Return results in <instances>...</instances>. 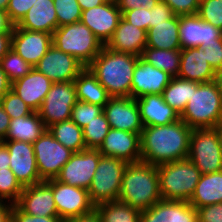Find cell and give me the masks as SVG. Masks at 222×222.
I'll return each instance as SVG.
<instances>
[{"label":"cell","instance_id":"cell-20","mask_svg":"<svg viewBox=\"0 0 222 222\" xmlns=\"http://www.w3.org/2000/svg\"><path fill=\"white\" fill-rule=\"evenodd\" d=\"M120 18L121 11L117 4L105 2L83 10L80 21L105 45L115 32Z\"/></svg>","mask_w":222,"mask_h":222},{"label":"cell","instance_id":"cell-23","mask_svg":"<svg viewBox=\"0 0 222 222\" xmlns=\"http://www.w3.org/2000/svg\"><path fill=\"white\" fill-rule=\"evenodd\" d=\"M52 84L48 77L33 68L26 76L11 83V90L37 112Z\"/></svg>","mask_w":222,"mask_h":222},{"label":"cell","instance_id":"cell-41","mask_svg":"<svg viewBox=\"0 0 222 222\" xmlns=\"http://www.w3.org/2000/svg\"><path fill=\"white\" fill-rule=\"evenodd\" d=\"M197 15L222 30V0H200Z\"/></svg>","mask_w":222,"mask_h":222},{"label":"cell","instance_id":"cell-5","mask_svg":"<svg viewBox=\"0 0 222 222\" xmlns=\"http://www.w3.org/2000/svg\"><path fill=\"white\" fill-rule=\"evenodd\" d=\"M162 200L189 201L201 172L188 158L157 165Z\"/></svg>","mask_w":222,"mask_h":222},{"label":"cell","instance_id":"cell-49","mask_svg":"<svg viewBox=\"0 0 222 222\" xmlns=\"http://www.w3.org/2000/svg\"><path fill=\"white\" fill-rule=\"evenodd\" d=\"M199 222H222V202L197 209Z\"/></svg>","mask_w":222,"mask_h":222},{"label":"cell","instance_id":"cell-31","mask_svg":"<svg viewBox=\"0 0 222 222\" xmlns=\"http://www.w3.org/2000/svg\"><path fill=\"white\" fill-rule=\"evenodd\" d=\"M74 84L78 101L104 107L110 98L106 89L88 67L78 75Z\"/></svg>","mask_w":222,"mask_h":222},{"label":"cell","instance_id":"cell-24","mask_svg":"<svg viewBox=\"0 0 222 222\" xmlns=\"http://www.w3.org/2000/svg\"><path fill=\"white\" fill-rule=\"evenodd\" d=\"M178 77L199 83L215 80L216 72L207 61L202 47L181 49Z\"/></svg>","mask_w":222,"mask_h":222},{"label":"cell","instance_id":"cell-40","mask_svg":"<svg viewBox=\"0 0 222 222\" xmlns=\"http://www.w3.org/2000/svg\"><path fill=\"white\" fill-rule=\"evenodd\" d=\"M103 112V107L77 101L72 108L71 120L74 121L80 128H84L93 118L97 117Z\"/></svg>","mask_w":222,"mask_h":222},{"label":"cell","instance_id":"cell-30","mask_svg":"<svg viewBox=\"0 0 222 222\" xmlns=\"http://www.w3.org/2000/svg\"><path fill=\"white\" fill-rule=\"evenodd\" d=\"M46 129L38 112L33 111L28 116L10 119L8 132L3 140L34 143Z\"/></svg>","mask_w":222,"mask_h":222},{"label":"cell","instance_id":"cell-48","mask_svg":"<svg viewBox=\"0 0 222 222\" xmlns=\"http://www.w3.org/2000/svg\"><path fill=\"white\" fill-rule=\"evenodd\" d=\"M207 61L215 72L222 68V39H217L209 47H202Z\"/></svg>","mask_w":222,"mask_h":222},{"label":"cell","instance_id":"cell-53","mask_svg":"<svg viewBox=\"0 0 222 222\" xmlns=\"http://www.w3.org/2000/svg\"><path fill=\"white\" fill-rule=\"evenodd\" d=\"M14 24L10 21L8 13L0 9V34L12 33Z\"/></svg>","mask_w":222,"mask_h":222},{"label":"cell","instance_id":"cell-21","mask_svg":"<svg viewBox=\"0 0 222 222\" xmlns=\"http://www.w3.org/2000/svg\"><path fill=\"white\" fill-rule=\"evenodd\" d=\"M172 76L139 57L131 82V97L140 98L146 94H162Z\"/></svg>","mask_w":222,"mask_h":222},{"label":"cell","instance_id":"cell-38","mask_svg":"<svg viewBox=\"0 0 222 222\" xmlns=\"http://www.w3.org/2000/svg\"><path fill=\"white\" fill-rule=\"evenodd\" d=\"M23 189L10 168L0 169V201L15 204Z\"/></svg>","mask_w":222,"mask_h":222},{"label":"cell","instance_id":"cell-1","mask_svg":"<svg viewBox=\"0 0 222 222\" xmlns=\"http://www.w3.org/2000/svg\"><path fill=\"white\" fill-rule=\"evenodd\" d=\"M192 130L181 119L168 125L144 127L140 134L141 161L160 165L186 159Z\"/></svg>","mask_w":222,"mask_h":222},{"label":"cell","instance_id":"cell-2","mask_svg":"<svg viewBox=\"0 0 222 222\" xmlns=\"http://www.w3.org/2000/svg\"><path fill=\"white\" fill-rule=\"evenodd\" d=\"M139 57L105 46L88 66L110 97H131V82Z\"/></svg>","mask_w":222,"mask_h":222},{"label":"cell","instance_id":"cell-28","mask_svg":"<svg viewBox=\"0 0 222 222\" xmlns=\"http://www.w3.org/2000/svg\"><path fill=\"white\" fill-rule=\"evenodd\" d=\"M146 47L175 50L181 49L179 38V16L174 15L164 23L155 24L147 31Z\"/></svg>","mask_w":222,"mask_h":222},{"label":"cell","instance_id":"cell-8","mask_svg":"<svg viewBox=\"0 0 222 222\" xmlns=\"http://www.w3.org/2000/svg\"><path fill=\"white\" fill-rule=\"evenodd\" d=\"M187 158L201 174L222 171V148L217 127L192 130Z\"/></svg>","mask_w":222,"mask_h":222},{"label":"cell","instance_id":"cell-7","mask_svg":"<svg viewBox=\"0 0 222 222\" xmlns=\"http://www.w3.org/2000/svg\"><path fill=\"white\" fill-rule=\"evenodd\" d=\"M128 162L110 156H101L88 189L90 201L97 204L118 200L121 181Z\"/></svg>","mask_w":222,"mask_h":222},{"label":"cell","instance_id":"cell-11","mask_svg":"<svg viewBox=\"0 0 222 222\" xmlns=\"http://www.w3.org/2000/svg\"><path fill=\"white\" fill-rule=\"evenodd\" d=\"M46 181L52 186L57 213L63 222L89 213L95 208L88 190L67 185L55 178Z\"/></svg>","mask_w":222,"mask_h":222},{"label":"cell","instance_id":"cell-37","mask_svg":"<svg viewBox=\"0 0 222 222\" xmlns=\"http://www.w3.org/2000/svg\"><path fill=\"white\" fill-rule=\"evenodd\" d=\"M0 65L10 83L23 78L33 69V66L12 49L2 57Z\"/></svg>","mask_w":222,"mask_h":222},{"label":"cell","instance_id":"cell-10","mask_svg":"<svg viewBox=\"0 0 222 222\" xmlns=\"http://www.w3.org/2000/svg\"><path fill=\"white\" fill-rule=\"evenodd\" d=\"M39 176L42 180L54 179L74 152L58 142L48 129L32 143Z\"/></svg>","mask_w":222,"mask_h":222},{"label":"cell","instance_id":"cell-58","mask_svg":"<svg viewBox=\"0 0 222 222\" xmlns=\"http://www.w3.org/2000/svg\"><path fill=\"white\" fill-rule=\"evenodd\" d=\"M77 1L82 11L88 10L90 8H93V7H96L105 3L103 0H77Z\"/></svg>","mask_w":222,"mask_h":222},{"label":"cell","instance_id":"cell-62","mask_svg":"<svg viewBox=\"0 0 222 222\" xmlns=\"http://www.w3.org/2000/svg\"><path fill=\"white\" fill-rule=\"evenodd\" d=\"M103 1L107 3H116L117 0H103Z\"/></svg>","mask_w":222,"mask_h":222},{"label":"cell","instance_id":"cell-12","mask_svg":"<svg viewBox=\"0 0 222 222\" xmlns=\"http://www.w3.org/2000/svg\"><path fill=\"white\" fill-rule=\"evenodd\" d=\"M101 156L98 149L74 152L55 179L67 185L88 190Z\"/></svg>","mask_w":222,"mask_h":222},{"label":"cell","instance_id":"cell-18","mask_svg":"<svg viewBox=\"0 0 222 222\" xmlns=\"http://www.w3.org/2000/svg\"><path fill=\"white\" fill-rule=\"evenodd\" d=\"M102 156L119 158L128 163L141 161L140 134L111 128L99 147Z\"/></svg>","mask_w":222,"mask_h":222},{"label":"cell","instance_id":"cell-13","mask_svg":"<svg viewBox=\"0 0 222 222\" xmlns=\"http://www.w3.org/2000/svg\"><path fill=\"white\" fill-rule=\"evenodd\" d=\"M53 83L74 81L86 68L74 56L51 45L46 54L33 67Z\"/></svg>","mask_w":222,"mask_h":222},{"label":"cell","instance_id":"cell-44","mask_svg":"<svg viewBox=\"0 0 222 222\" xmlns=\"http://www.w3.org/2000/svg\"><path fill=\"white\" fill-rule=\"evenodd\" d=\"M121 17L130 24L148 31L149 29V9L139 8L132 9L126 12H121Z\"/></svg>","mask_w":222,"mask_h":222},{"label":"cell","instance_id":"cell-51","mask_svg":"<svg viewBox=\"0 0 222 222\" xmlns=\"http://www.w3.org/2000/svg\"><path fill=\"white\" fill-rule=\"evenodd\" d=\"M66 222H102L100 214L94 208L91 212L67 220Z\"/></svg>","mask_w":222,"mask_h":222},{"label":"cell","instance_id":"cell-19","mask_svg":"<svg viewBox=\"0 0 222 222\" xmlns=\"http://www.w3.org/2000/svg\"><path fill=\"white\" fill-rule=\"evenodd\" d=\"M15 204L30 215L58 216L52 186L46 180L24 187Z\"/></svg>","mask_w":222,"mask_h":222},{"label":"cell","instance_id":"cell-29","mask_svg":"<svg viewBox=\"0 0 222 222\" xmlns=\"http://www.w3.org/2000/svg\"><path fill=\"white\" fill-rule=\"evenodd\" d=\"M222 202V171L201 174L189 203L196 209Z\"/></svg>","mask_w":222,"mask_h":222},{"label":"cell","instance_id":"cell-54","mask_svg":"<svg viewBox=\"0 0 222 222\" xmlns=\"http://www.w3.org/2000/svg\"><path fill=\"white\" fill-rule=\"evenodd\" d=\"M12 33L0 34V60L11 49Z\"/></svg>","mask_w":222,"mask_h":222},{"label":"cell","instance_id":"cell-39","mask_svg":"<svg viewBox=\"0 0 222 222\" xmlns=\"http://www.w3.org/2000/svg\"><path fill=\"white\" fill-rule=\"evenodd\" d=\"M58 27L81 20L82 9L77 0H53Z\"/></svg>","mask_w":222,"mask_h":222},{"label":"cell","instance_id":"cell-27","mask_svg":"<svg viewBox=\"0 0 222 222\" xmlns=\"http://www.w3.org/2000/svg\"><path fill=\"white\" fill-rule=\"evenodd\" d=\"M19 28L53 34L58 28L53 0H37L17 24Z\"/></svg>","mask_w":222,"mask_h":222},{"label":"cell","instance_id":"cell-22","mask_svg":"<svg viewBox=\"0 0 222 222\" xmlns=\"http://www.w3.org/2000/svg\"><path fill=\"white\" fill-rule=\"evenodd\" d=\"M140 222H199L198 212L189 201L160 200L141 211Z\"/></svg>","mask_w":222,"mask_h":222},{"label":"cell","instance_id":"cell-14","mask_svg":"<svg viewBox=\"0 0 222 222\" xmlns=\"http://www.w3.org/2000/svg\"><path fill=\"white\" fill-rule=\"evenodd\" d=\"M3 144L10 153V169L23 187L43 181L39 176L32 143L3 140Z\"/></svg>","mask_w":222,"mask_h":222},{"label":"cell","instance_id":"cell-26","mask_svg":"<svg viewBox=\"0 0 222 222\" xmlns=\"http://www.w3.org/2000/svg\"><path fill=\"white\" fill-rule=\"evenodd\" d=\"M144 127L168 125L180 115L164 102L162 94H146L136 99Z\"/></svg>","mask_w":222,"mask_h":222},{"label":"cell","instance_id":"cell-25","mask_svg":"<svg viewBox=\"0 0 222 222\" xmlns=\"http://www.w3.org/2000/svg\"><path fill=\"white\" fill-rule=\"evenodd\" d=\"M147 31L140 29L122 17L112 37L104 45L118 52H124L140 57L146 47Z\"/></svg>","mask_w":222,"mask_h":222},{"label":"cell","instance_id":"cell-57","mask_svg":"<svg viewBox=\"0 0 222 222\" xmlns=\"http://www.w3.org/2000/svg\"><path fill=\"white\" fill-rule=\"evenodd\" d=\"M11 89V83L8 81L5 72L0 65V100Z\"/></svg>","mask_w":222,"mask_h":222},{"label":"cell","instance_id":"cell-59","mask_svg":"<svg viewBox=\"0 0 222 222\" xmlns=\"http://www.w3.org/2000/svg\"><path fill=\"white\" fill-rule=\"evenodd\" d=\"M215 81L217 82L220 93L222 95V68L216 72Z\"/></svg>","mask_w":222,"mask_h":222},{"label":"cell","instance_id":"cell-36","mask_svg":"<svg viewBox=\"0 0 222 222\" xmlns=\"http://www.w3.org/2000/svg\"><path fill=\"white\" fill-rule=\"evenodd\" d=\"M110 129L111 127L104 112L93 118L83 128V139L86 149H99Z\"/></svg>","mask_w":222,"mask_h":222},{"label":"cell","instance_id":"cell-52","mask_svg":"<svg viewBox=\"0 0 222 222\" xmlns=\"http://www.w3.org/2000/svg\"><path fill=\"white\" fill-rule=\"evenodd\" d=\"M10 125V117L4 111L0 102V138L3 140L6 137Z\"/></svg>","mask_w":222,"mask_h":222},{"label":"cell","instance_id":"cell-17","mask_svg":"<svg viewBox=\"0 0 222 222\" xmlns=\"http://www.w3.org/2000/svg\"><path fill=\"white\" fill-rule=\"evenodd\" d=\"M52 45V34L30 31L14 25L11 49L18 53L27 63L35 66Z\"/></svg>","mask_w":222,"mask_h":222},{"label":"cell","instance_id":"cell-55","mask_svg":"<svg viewBox=\"0 0 222 222\" xmlns=\"http://www.w3.org/2000/svg\"><path fill=\"white\" fill-rule=\"evenodd\" d=\"M12 203L0 201V222H11Z\"/></svg>","mask_w":222,"mask_h":222},{"label":"cell","instance_id":"cell-45","mask_svg":"<svg viewBox=\"0 0 222 222\" xmlns=\"http://www.w3.org/2000/svg\"><path fill=\"white\" fill-rule=\"evenodd\" d=\"M175 15H194L199 9L200 0H162Z\"/></svg>","mask_w":222,"mask_h":222},{"label":"cell","instance_id":"cell-47","mask_svg":"<svg viewBox=\"0 0 222 222\" xmlns=\"http://www.w3.org/2000/svg\"><path fill=\"white\" fill-rule=\"evenodd\" d=\"M11 222H63L59 216H34L23 212L16 204L12 206Z\"/></svg>","mask_w":222,"mask_h":222},{"label":"cell","instance_id":"cell-33","mask_svg":"<svg viewBox=\"0 0 222 222\" xmlns=\"http://www.w3.org/2000/svg\"><path fill=\"white\" fill-rule=\"evenodd\" d=\"M47 129L58 142L73 152H80L86 149L83 139V129L71 119L55 123Z\"/></svg>","mask_w":222,"mask_h":222},{"label":"cell","instance_id":"cell-46","mask_svg":"<svg viewBox=\"0 0 222 222\" xmlns=\"http://www.w3.org/2000/svg\"><path fill=\"white\" fill-rule=\"evenodd\" d=\"M174 15L171 8L164 1L160 0L155 7L149 10V28L154 27L155 24L164 23Z\"/></svg>","mask_w":222,"mask_h":222},{"label":"cell","instance_id":"cell-60","mask_svg":"<svg viewBox=\"0 0 222 222\" xmlns=\"http://www.w3.org/2000/svg\"><path fill=\"white\" fill-rule=\"evenodd\" d=\"M9 0H0V9L6 11Z\"/></svg>","mask_w":222,"mask_h":222},{"label":"cell","instance_id":"cell-4","mask_svg":"<svg viewBox=\"0 0 222 222\" xmlns=\"http://www.w3.org/2000/svg\"><path fill=\"white\" fill-rule=\"evenodd\" d=\"M190 128H215L222 123V95L217 82H197L180 115Z\"/></svg>","mask_w":222,"mask_h":222},{"label":"cell","instance_id":"cell-34","mask_svg":"<svg viewBox=\"0 0 222 222\" xmlns=\"http://www.w3.org/2000/svg\"><path fill=\"white\" fill-rule=\"evenodd\" d=\"M196 83V81L172 77L162 93L164 102L181 115L192 95V87Z\"/></svg>","mask_w":222,"mask_h":222},{"label":"cell","instance_id":"cell-50","mask_svg":"<svg viewBox=\"0 0 222 222\" xmlns=\"http://www.w3.org/2000/svg\"><path fill=\"white\" fill-rule=\"evenodd\" d=\"M160 0H117L116 4L121 12L132 9L147 8L151 10Z\"/></svg>","mask_w":222,"mask_h":222},{"label":"cell","instance_id":"cell-61","mask_svg":"<svg viewBox=\"0 0 222 222\" xmlns=\"http://www.w3.org/2000/svg\"><path fill=\"white\" fill-rule=\"evenodd\" d=\"M218 134H219V140L222 148V123L217 127Z\"/></svg>","mask_w":222,"mask_h":222},{"label":"cell","instance_id":"cell-16","mask_svg":"<svg viewBox=\"0 0 222 222\" xmlns=\"http://www.w3.org/2000/svg\"><path fill=\"white\" fill-rule=\"evenodd\" d=\"M179 38L181 49L209 47L222 39V30L204 22L197 14L179 16Z\"/></svg>","mask_w":222,"mask_h":222},{"label":"cell","instance_id":"cell-15","mask_svg":"<svg viewBox=\"0 0 222 222\" xmlns=\"http://www.w3.org/2000/svg\"><path fill=\"white\" fill-rule=\"evenodd\" d=\"M103 112L111 128L141 134L144 126L136 99L110 97Z\"/></svg>","mask_w":222,"mask_h":222},{"label":"cell","instance_id":"cell-42","mask_svg":"<svg viewBox=\"0 0 222 222\" xmlns=\"http://www.w3.org/2000/svg\"><path fill=\"white\" fill-rule=\"evenodd\" d=\"M10 119L30 115L33 110L11 89L0 100Z\"/></svg>","mask_w":222,"mask_h":222},{"label":"cell","instance_id":"cell-35","mask_svg":"<svg viewBox=\"0 0 222 222\" xmlns=\"http://www.w3.org/2000/svg\"><path fill=\"white\" fill-rule=\"evenodd\" d=\"M95 209L102 222H140L141 211L119 200L97 204Z\"/></svg>","mask_w":222,"mask_h":222},{"label":"cell","instance_id":"cell-32","mask_svg":"<svg viewBox=\"0 0 222 222\" xmlns=\"http://www.w3.org/2000/svg\"><path fill=\"white\" fill-rule=\"evenodd\" d=\"M140 57L152 66L167 72L172 77H178L181 49L162 50L145 47Z\"/></svg>","mask_w":222,"mask_h":222},{"label":"cell","instance_id":"cell-9","mask_svg":"<svg viewBox=\"0 0 222 222\" xmlns=\"http://www.w3.org/2000/svg\"><path fill=\"white\" fill-rule=\"evenodd\" d=\"M77 101L74 81L53 83L37 112L48 128L55 123L70 120Z\"/></svg>","mask_w":222,"mask_h":222},{"label":"cell","instance_id":"cell-3","mask_svg":"<svg viewBox=\"0 0 222 222\" xmlns=\"http://www.w3.org/2000/svg\"><path fill=\"white\" fill-rule=\"evenodd\" d=\"M118 200L140 211L162 200L157 165L143 161L128 163L121 181Z\"/></svg>","mask_w":222,"mask_h":222},{"label":"cell","instance_id":"cell-43","mask_svg":"<svg viewBox=\"0 0 222 222\" xmlns=\"http://www.w3.org/2000/svg\"><path fill=\"white\" fill-rule=\"evenodd\" d=\"M37 0H9L6 12L10 21L17 25Z\"/></svg>","mask_w":222,"mask_h":222},{"label":"cell","instance_id":"cell-56","mask_svg":"<svg viewBox=\"0 0 222 222\" xmlns=\"http://www.w3.org/2000/svg\"><path fill=\"white\" fill-rule=\"evenodd\" d=\"M10 168V153L2 143L0 145V169Z\"/></svg>","mask_w":222,"mask_h":222},{"label":"cell","instance_id":"cell-6","mask_svg":"<svg viewBox=\"0 0 222 222\" xmlns=\"http://www.w3.org/2000/svg\"><path fill=\"white\" fill-rule=\"evenodd\" d=\"M52 45L74 56L85 67L92 63L104 46L81 21L58 27L52 34Z\"/></svg>","mask_w":222,"mask_h":222}]
</instances>
